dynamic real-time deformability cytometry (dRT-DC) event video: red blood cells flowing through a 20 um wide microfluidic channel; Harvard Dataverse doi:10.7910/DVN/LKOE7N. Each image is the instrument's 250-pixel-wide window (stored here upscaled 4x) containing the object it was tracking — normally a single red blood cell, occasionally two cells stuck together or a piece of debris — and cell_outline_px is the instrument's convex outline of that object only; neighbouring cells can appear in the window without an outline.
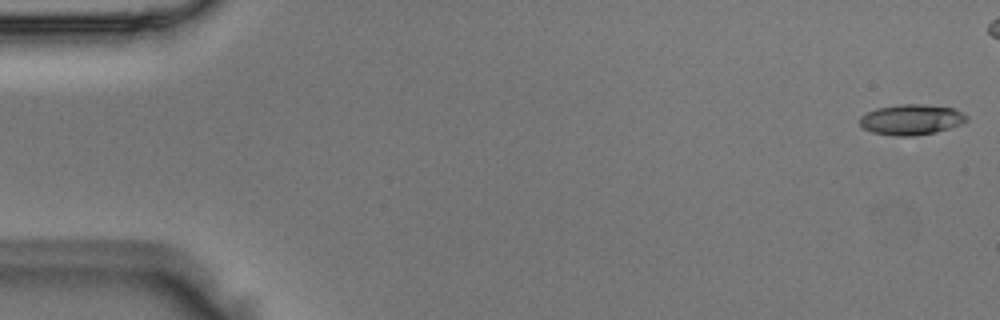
{"species": "Egyptian fruit bat (a non-hibernating species)", "species_latin": "Rousettus aegyptiacus", "temperature_condition": "room temperature", "stored_images_in_passage": 44, "camera_frame_rate_fps": 3000, "um_per_image_px": 0.085, "animal": {"sex": "male"}, "frame": {"image": 1, "passage_image": 1, "time_ms": 0.0, "image_size_px": [1000, 320], "cell_outline_px": [[968, 120], [960, 124], [936, 132], [912, 136], [896, 136], [872, 132], [864, 128], [860, 124], [860, 116], [876, 108], [900, 104], [924, 104], [952, 108], [968, 116]], "centroid_in_image_um": [77.45, 10.16], "position_along_channel_um": 7.6, "area_um2": 18.84}}
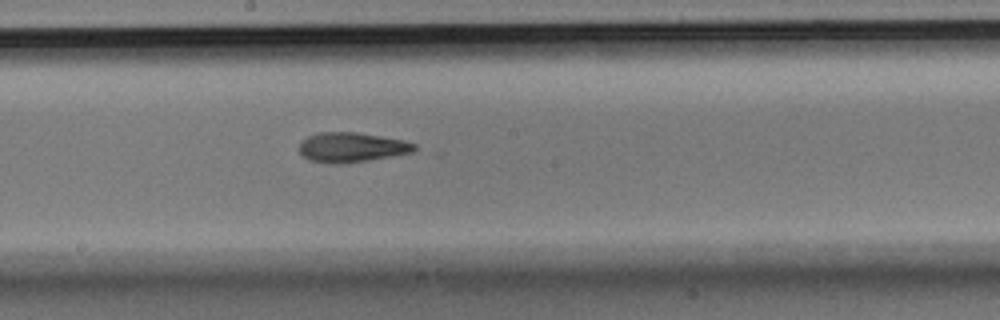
{"frame": {"image": 2, "passage_image": 27, "time_ms": 8.667, "image_size_px": [1000, 320], "cell_outline_px": [[416, 148], [412, 152], [392, 156], [368, 160], [340, 164], [336, 164], [308, 160], [300, 152], [300, 144], [308, 136], [320, 132], [356, 132], [404, 140], [416, 144]], "centroid_in_image_um": [29.9, 12.52], "position_along_channel_um": 218.3, "area_um2": 19.77}}
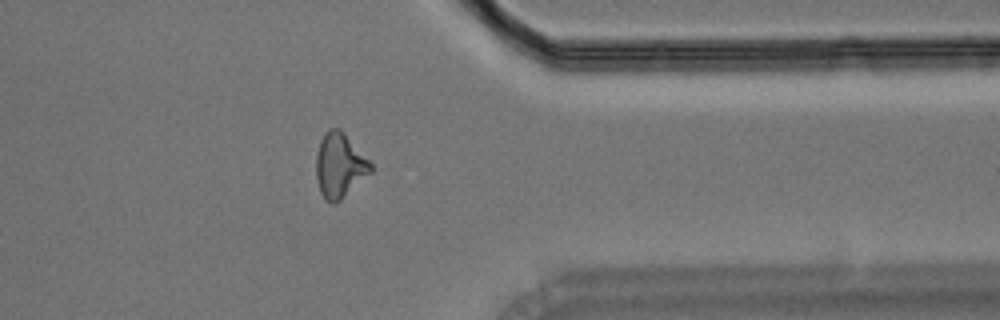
{"frame": {"image": 3, "passage_image": 40, "time_ms": 13.0, "image_size_px": [1000, 320], "cell_outline_px": [[372, 172], [340, 200], [332, 204], [324, 200], [320, 192], [316, 180], [316, 152], [320, 140], [324, 132], [328, 128], [340, 128], [344, 132], [372, 164]], "centroid_in_image_um": [28.84, 14.06], "position_along_channel_um": 382.6, "area_um2": 20.69}}